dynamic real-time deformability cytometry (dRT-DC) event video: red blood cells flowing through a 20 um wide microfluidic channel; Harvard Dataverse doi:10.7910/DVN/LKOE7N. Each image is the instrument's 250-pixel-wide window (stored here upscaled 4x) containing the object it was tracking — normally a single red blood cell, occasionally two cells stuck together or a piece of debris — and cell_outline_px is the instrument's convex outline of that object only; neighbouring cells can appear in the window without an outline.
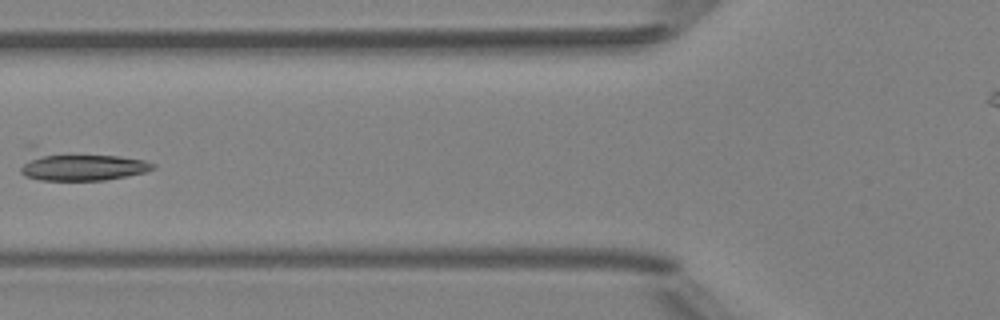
{"species": "Egyptian fruit bat (a non-hibernating species)", "species_latin": "Rousettus aegyptiacus", "temperature_condition": "room temperature", "stored_images_in_passage": 6, "camera_frame_rate_fps": 3000, "um_per_image_px": 0.085, "animal": {"sex": "female"}, "frame": {"image": 1, "passage_image": 5, "time_ms": 5.667, "image_size_px": [1000, 320], "cell_outline_px": [[156, 168], [148, 172], [104, 180], [40, 180], [24, 176], [20, 172], [20, 168], [24, 144], [36, 144], [120, 156], [144, 160], [156, 164]], "centroid_in_image_um": [6.58, 13.98], "position_along_channel_um": 119.2, "area_um2": 25.14}}
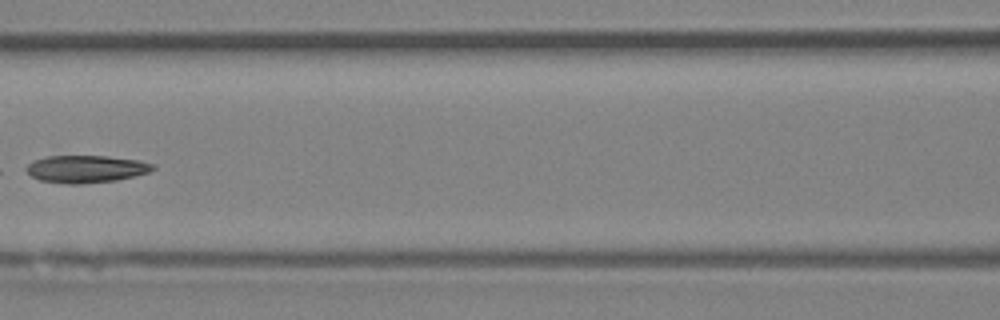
{"frame": {"image": 2, "passage_image": 6, "time_ms": 6.667, "image_size_px": [1000, 320], "cell_outline_px": [[156, 168], [148, 172], [116, 180], [84, 184], [64, 184], [40, 180], [32, 176], [24, 168], [32, 160], [48, 156], [108, 156], [140, 160], [156, 164]], "centroid_in_image_um": [7.31, 14.36], "position_along_channel_um": 159.3, "area_um2": 20.35}}